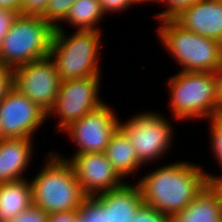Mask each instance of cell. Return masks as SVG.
<instances>
[{
	"label": "cell",
	"instance_id": "6da1fadb",
	"mask_svg": "<svg viewBox=\"0 0 222 222\" xmlns=\"http://www.w3.org/2000/svg\"><path fill=\"white\" fill-rule=\"evenodd\" d=\"M136 184L146 205L171 218L208 186V177L200 164L177 161L151 170Z\"/></svg>",
	"mask_w": 222,
	"mask_h": 222
},
{
	"label": "cell",
	"instance_id": "7a4b0ae2",
	"mask_svg": "<svg viewBox=\"0 0 222 222\" xmlns=\"http://www.w3.org/2000/svg\"><path fill=\"white\" fill-rule=\"evenodd\" d=\"M47 154L41 171L30 179L33 205L47 214L79 211L88 197L80 187L74 168L54 151Z\"/></svg>",
	"mask_w": 222,
	"mask_h": 222
},
{
	"label": "cell",
	"instance_id": "3957f363",
	"mask_svg": "<svg viewBox=\"0 0 222 222\" xmlns=\"http://www.w3.org/2000/svg\"><path fill=\"white\" fill-rule=\"evenodd\" d=\"M65 34L63 27L54 30L49 57L62 81L101 76L99 54L102 31L76 30Z\"/></svg>",
	"mask_w": 222,
	"mask_h": 222
},
{
	"label": "cell",
	"instance_id": "277c9868",
	"mask_svg": "<svg viewBox=\"0 0 222 222\" xmlns=\"http://www.w3.org/2000/svg\"><path fill=\"white\" fill-rule=\"evenodd\" d=\"M167 86L174 120H206L222 114L214 72L178 71L169 78Z\"/></svg>",
	"mask_w": 222,
	"mask_h": 222
},
{
	"label": "cell",
	"instance_id": "5b68a950",
	"mask_svg": "<svg viewBox=\"0 0 222 222\" xmlns=\"http://www.w3.org/2000/svg\"><path fill=\"white\" fill-rule=\"evenodd\" d=\"M156 33L181 72H215L222 66V43L184 29L174 19L159 21Z\"/></svg>",
	"mask_w": 222,
	"mask_h": 222
},
{
	"label": "cell",
	"instance_id": "8992f818",
	"mask_svg": "<svg viewBox=\"0 0 222 222\" xmlns=\"http://www.w3.org/2000/svg\"><path fill=\"white\" fill-rule=\"evenodd\" d=\"M54 28L42 17L18 15L0 45V63L14 69L48 57Z\"/></svg>",
	"mask_w": 222,
	"mask_h": 222
},
{
	"label": "cell",
	"instance_id": "52a82bcc",
	"mask_svg": "<svg viewBox=\"0 0 222 222\" xmlns=\"http://www.w3.org/2000/svg\"><path fill=\"white\" fill-rule=\"evenodd\" d=\"M168 120L164 114L145 110L120 122L119 128L129 137L144 167L170 151L174 127Z\"/></svg>",
	"mask_w": 222,
	"mask_h": 222
},
{
	"label": "cell",
	"instance_id": "ba28073f",
	"mask_svg": "<svg viewBox=\"0 0 222 222\" xmlns=\"http://www.w3.org/2000/svg\"><path fill=\"white\" fill-rule=\"evenodd\" d=\"M100 82L101 76L61 81L58 97L47 114V119L52 115L59 118L55 124L57 131L63 132L73 122L104 103L99 97Z\"/></svg>",
	"mask_w": 222,
	"mask_h": 222
},
{
	"label": "cell",
	"instance_id": "9c48e42d",
	"mask_svg": "<svg viewBox=\"0 0 222 222\" xmlns=\"http://www.w3.org/2000/svg\"><path fill=\"white\" fill-rule=\"evenodd\" d=\"M61 78L48 56L13 69V87L47 114L58 97Z\"/></svg>",
	"mask_w": 222,
	"mask_h": 222
},
{
	"label": "cell",
	"instance_id": "30bf717a",
	"mask_svg": "<svg viewBox=\"0 0 222 222\" xmlns=\"http://www.w3.org/2000/svg\"><path fill=\"white\" fill-rule=\"evenodd\" d=\"M114 111L104 102L63 130L78 148L73 155L105 152L121 121Z\"/></svg>",
	"mask_w": 222,
	"mask_h": 222
},
{
	"label": "cell",
	"instance_id": "8fae6325",
	"mask_svg": "<svg viewBox=\"0 0 222 222\" xmlns=\"http://www.w3.org/2000/svg\"><path fill=\"white\" fill-rule=\"evenodd\" d=\"M47 113L14 87L0 102L2 138H33Z\"/></svg>",
	"mask_w": 222,
	"mask_h": 222
},
{
	"label": "cell",
	"instance_id": "7c38bea8",
	"mask_svg": "<svg viewBox=\"0 0 222 222\" xmlns=\"http://www.w3.org/2000/svg\"><path fill=\"white\" fill-rule=\"evenodd\" d=\"M55 154L72 165L80 187L88 198L117 189L126 182L114 170L104 152L82 153L70 158H64L58 152Z\"/></svg>",
	"mask_w": 222,
	"mask_h": 222
},
{
	"label": "cell",
	"instance_id": "4fadbf2b",
	"mask_svg": "<svg viewBox=\"0 0 222 222\" xmlns=\"http://www.w3.org/2000/svg\"><path fill=\"white\" fill-rule=\"evenodd\" d=\"M174 20L186 30L222 43V3L217 0H200Z\"/></svg>",
	"mask_w": 222,
	"mask_h": 222
},
{
	"label": "cell",
	"instance_id": "5bb4252c",
	"mask_svg": "<svg viewBox=\"0 0 222 222\" xmlns=\"http://www.w3.org/2000/svg\"><path fill=\"white\" fill-rule=\"evenodd\" d=\"M33 138L0 139V184L22 177L34 153Z\"/></svg>",
	"mask_w": 222,
	"mask_h": 222
},
{
	"label": "cell",
	"instance_id": "9a60e30c",
	"mask_svg": "<svg viewBox=\"0 0 222 222\" xmlns=\"http://www.w3.org/2000/svg\"><path fill=\"white\" fill-rule=\"evenodd\" d=\"M113 222H131L144 203L138 185L125 182L121 187L93 197Z\"/></svg>",
	"mask_w": 222,
	"mask_h": 222
},
{
	"label": "cell",
	"instance_id": "2e32d148",
	"mask_svg": "<svg viewBox=\"0 0 222 222\" xmlns=\"http://www.w3.org/2000/svg\"><path fill=\"white\" fill-rule=\"evenodd\" d=\"M104 153L123 180L132 174L135 176V173L144 165L138 159L129 137L120 128L111 137Z\"/></svg>",
	"mask_w": 222,
	"mask_h": 222
},
{
	"label": "cell",
	"instance_id": "e0dca14e",
	"mask_svg": "<svg viewBox=\"0 0 222 222\" xmlns=\"http://www.w3.org/2000/svg\"><path fill=\"white\" fill-rule=\"evenodd\" d=\"M27 179L0 184V222H10L33 204L32 188Z\"/></svg>",
	"mask_w": 222,
	"mask_h": 222
},
{
	"label": "cell",
	"instance_id": "ac0fdd59",
	"mask_svg": "<svg viewBox=\"0 0 222 222\" xmlns=\"http://www.w3.org/2000/svg\"><path fill=\"white\" fill-rule=\"evenodd\" d=\"M170 222H222L218 195L208 185L184 210L173 215Z\"/></svg>",
	"mask_w": 222,
	"mask_h": 222
},
{
	"label": "cell",
	"instance_id": "d6986e66",
	"mask_svg": "<svg viewBox=\"0 0 222 222\" xmlns=\"http://www.w3.org/2000/svg\"><path fill=\"white\" fill-rule=\"evenodd\" d=\"M105 14L102 12L99 0H76L70 7L64 19L71 27L77 30L102 31L98 27Z\"/></svg>",
	"mask_w": 222,
	"mask_h": 222
},
{
	"label": "cell",
	"instance_id": "ffe728a7",
	"mask_svg": "<svg viewBox=\"0 0 222 222\" xmlns=\"http://www.w3.org/2000/svg\"><path fill=\"white\" fill-rule=\"evenodd\" d=\"M76 0H50L47 10L42 18H44L54 29L61 27L66 18L71 5Z\"/></svg>",
	"mask_w": 222,
	"mask_h": 222
},
{
	"label": "cell",
	"instance_id": "44dd1931",
	"mask_svg": "<svg viewBox=\"0 0 222 222\" xmlns=\"http://www.w3.org/2000/svg\"><path fill=\"white\" fill-rule=\"evenodd\" d=\"M80 222H113L100 204L92 197L88 198L84 205L79 209Z\"/></svg>",
	"mask_w": 222,
	"mask_h": 222
},
{
	"label": "cell",
	"instance_id": "7402d4cb",
	"mask_svg": "<svg viewBox=\"0 0 222 222\" xmlns=\"http://www.w3.org/2000/svg\"><path fill=\"white\" fill-rule=\"evenodd\" d=\"M208 124L210 127L208 135H210V146L212 147L210 149L222 168V114L210 118Z\"/></svg>",
	"mask_w": 222,
	"mask_h": 222
},
{
	"label": "cell",
	"instance_id": "603a6c76",
	"mask_svg": "<svg viewBox=\"0 0 222 222\" xmlns=\"http://www.w3.org/2000/svg\"><path fill=\"white\" fill-rule=\"evenodd\" d=\"M200 0H154V3L164 4L167 8L161 13L155 15V19L158 21L174 19L178 16L183 10L192 6Z\"/></svg>",
	"mask_w": 222,
	"mask_h": 222
},
{
	"label": "cell",
	"instance_id": "cb8c5ba5",
	"mask_svg": "<svg viewBox=\"0 0 222 222\" xmlns=\"http://www.w3.org/2000/svg\"><path fill=\"white\" fill-rule=\"evenodd\" d=\"M131 222H170V218L143 203Z\"/></svg>",
	"mask_w": 222,
	"mask_h": 222
},
{
	"label": "cell",
	"instance_id": "d4e9b609",
	"mask_svg": "<svg viewBox=\"0 0 222 222\" xmlns=\"http://www.w3.org/2000/svg\"><path fill=\"white\" fill-rule=\"evenodd\" d=\"M50 0H21L20 15L43 17Z\"/></svg>",
	"mask_w": 222,
	"mask_h": 222
},
{
	"label": "cell",
	"instance_id": "484cf974",
	"mask_svg": "<svg viewBox=\"0 0 222 222\" xmlns=\"http://www.w3.org/2000/svg\"><path fill=\"white\" fill-rule=\"evenodd\" d=\"M47 217L46 212L32 204L10 222H47Z\"/></svg>",
	"mask_w": 222,
	"mask_h": 222
},
{
	"label": "cell",
	"instance_id": "4316f807",
	"mask_svg": "<svg viewBox=\"0 0 222 222\" xmlns=\"http://www.w3.org/2000/svg\"><path fill=\"white\" fill-rule=\"evenodd\" d=\"M104 14L126 11L131 5L137 4L134 0H99Z\"/></svg>",
	"mask_w": 222,
	"mask_h": 222
},
{
	"label": "cell",
	"instance_id": "83f0119b",
	"mask_svg": "<svg viewBox=\"0 0 222 222\" xmlns=\"http://www.w3.org/2000/svg\"><path fill=\"white\" fill-rule=\"evenodd\" d=\"M13 88V69L0 63V102Z\"/></svg>",
	"mask_w": 222,
	"mask_h": 222
},
{
	"label": "cell",
	"instance_id": "f1b7e54d",
	"mask_svg": "<svg viewBox=\"0 0 222 222\" xmlns=\"http://www.w3.org/2000/svg\"><path fill=\"white\" fill-rule=\"evenodd\" d=\"M18 15L15 11L0 9V45Z\"/></svg>",
	"mask_w": 222,
	"mask_h": 222
},
{
	"label": "cell",
	"instance_id": "f546056e",
	"mask_svg": "<svg viewBox=\"0 0 222 222\" xmlns=\"http://www.w3.org/2000/svg\"><path fill=\"white\" fill-rule=\"evenodd\" d=\"M47 222H80L79 211L48 214Z\"/></svg>",
	"mask_w": 222,
	"mask_h": 222
},
{
	"label": "cell",
	"instance_id": "4dcf8cb0",
	"mask_svg": "<svg viewBox=\"0 0 222 222\" xmlns=\"http://www.w3.org/2000/svg\"><path fill=\"white\" fill-rule=\"evenodd\" d=\"M21 0H0V9L15 11L20 14Z\"/></svg>",
	"mask_w": 222,
	"mask_h": 222
},
{
	"label": "cell",
	"instance_id": "1f68e13d",
	"mask_svg": "<svg viewBox=\"0 0 222 222\" xmlns=\"http://www.w3.org/2000/svg\"><path fill=\"white\" fill-rule=\"evenodd\" d=\"M216 78L217 96L219 99V106L222 111V66L214 72Z\"/></svg>",
	"mask_w": 222,
	"mask_h": 222
},
{
	"label": "cell",
	"instance_id": "d6a6232c",
	"mask_svg": "<svg viewBox=\"0 0 222 222\" xmlns=\"http://www.w3.org/2000/svg\"><path fill=\"white\" fill-rule=\"evenodd\" d=\"M208 177V185L212 189H222V175H213L210 173H207Z\"/></svg>",
	"mask_w": 222,
	"mask_h": 222
},
{
	"label": "cell",
	"instance_id": "836d02e7",
	"mask_svg": "<svg viewBox=\"0 0 222 222\" xmlns=\"http://www.w3.org/2000/svg\"><path fill=\"white\" fill-rule=\"evenodd\" d=\"M213 190L218 195L219 200H220V204H221V208H222V189H213Z\"/></svg>",
	"mask_w": 222,
	"mask_h": 222
},
{
	"label": "cell",
	"instance_id": "e575fe53",
	"mask_svg": "<svg viewBox=\"0 0 222 222\" xmlns=\"http://www.w3.org/2000/svg\"><path fill=\"white\" fill-rule=\"evenodd\" d=\"M136 3H137V5L138 4H144V3H150V2H153L154 0H134Z\"/></svg>",
	"mask_w": 222,
	"mask_h": 222
},
{
	"label": "cell",
	"instance_id": "d590c367",
	"mask_svg": "<svg viewBox=\"0 0 222 222\" xmlns=\"http://www.w3.org/2000/svg\"><path fill=\"white\" fill-rule=\"evenodd\" d=\"M0 139H2L1 121H0Z\"/></svg>",
	"mask_w": 222,
	"mask_h": 222
}]
</instances>
